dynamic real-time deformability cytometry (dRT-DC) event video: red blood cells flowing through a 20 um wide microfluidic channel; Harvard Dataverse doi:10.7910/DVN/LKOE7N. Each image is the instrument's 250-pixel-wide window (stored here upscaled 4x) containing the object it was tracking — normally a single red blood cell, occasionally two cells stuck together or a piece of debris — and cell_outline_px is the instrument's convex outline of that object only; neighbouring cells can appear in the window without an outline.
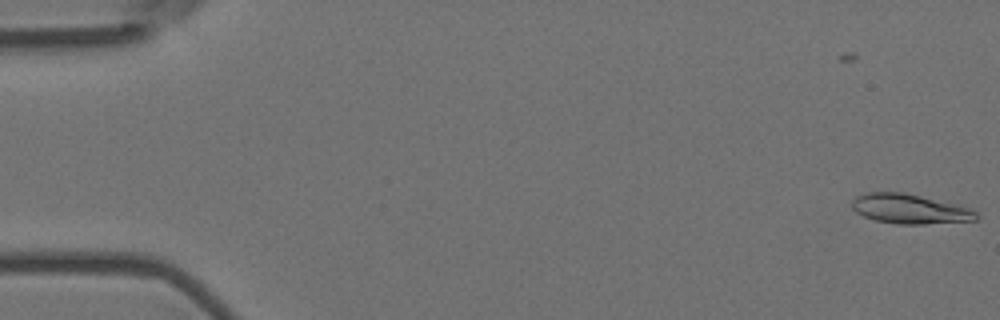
{"species": "Egyptian fruit bat (a non-hibernating species)", "species_latin": "Rousettus aegyptiacus", "temperature_condition": "room temperature", "stored_images_in_passage": 55, "camera_frame_rate_fps": 3000, "um_per_image_px": 0.085, "animal": {"sex": "female"}, "frame": {"image": 1, "passage_image": 1, "time_ms": 0.0, "image_size_px": [1000, 320], "cell_outline_px": [[980, 216], [976, 220], [924, 224], [896, 224], [876, 220], [864, 216], [856, 212], [852, 208], [852, 200], [856, 196], [864, 192], [904, 192], [956, 204], [968, 208], [976, 212]], "centroid_in_image_um": [77.31, 17.75], "position_along_channel_um": 7.7, "area_um2": 21.44}}
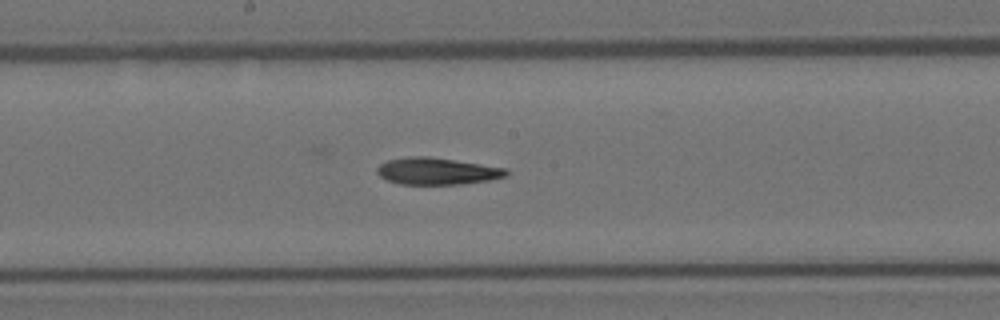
{"frame": {"image": 2, "passage_image": 29, "time_ms": 9.333, "image_size_px": [1000, 320], "cell_outline_px": [[508, 176], [488, 180], [460, 184], [400, 184], [388, 180], [380, 176], [376, 172], [376, 168], [380, 164], [388, 160], [408, 156], [428, 156], [508, 168]], "centroid_in_image_um": [37.15, 14.54], "position_along_channel_um": 211.1, "area_um2": 20.23}}
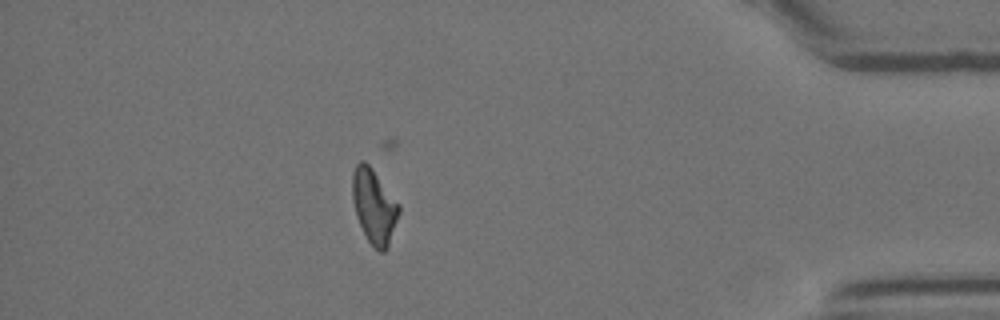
{"frame": {"image": 3, "passage_image": 48, "time_ms": 15.667, "image_size_px": [1000, 320], "cell_outline_px": [[400, 212], [388, 244], [384, 252], [380, 252], [368, 240], [356, 216], [352, 200], [352, 172], [356, 164], [360, 160], [364, 160], [372, 168], [400, 204]], "centroid_in_image_um": [31.78, 17.48], "position_along_channel_um": 403.4, "area_um2": 20.06}}